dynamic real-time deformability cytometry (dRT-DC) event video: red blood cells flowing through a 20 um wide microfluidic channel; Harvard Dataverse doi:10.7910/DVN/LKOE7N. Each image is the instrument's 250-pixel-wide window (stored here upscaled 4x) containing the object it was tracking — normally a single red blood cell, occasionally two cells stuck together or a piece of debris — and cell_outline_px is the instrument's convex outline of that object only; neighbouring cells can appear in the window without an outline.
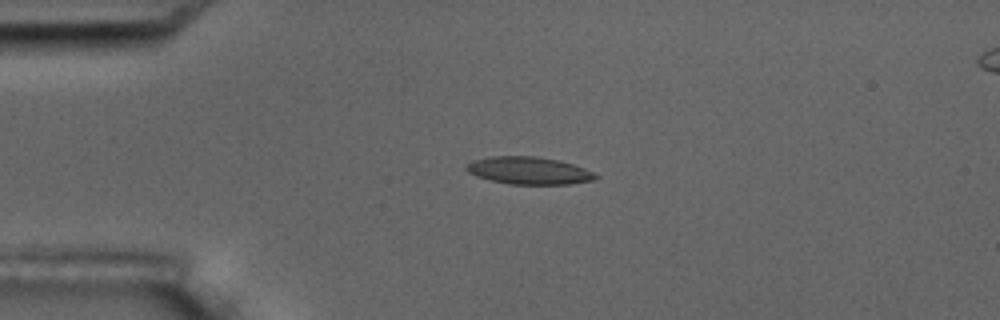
{"species": "common noctule bat (a hibernating species)", "species_latin": "Nyctalus noctula", "temperature_condition": "room temperature", "stored_images_in_passage": 4, "camera_frame_rate_fps": 3000, "um_per_image_px": 0.085, "animal": {"sex": "male", "body_mass_g": 17.5, "forearm_length_mm": 52.3}, "frame": {"image": 1, "passage_image": 3, "time_ms": 2.333, "image_size_px": [1000, 320], "cell_outline_px": [[600, 176], [592, 180], [568, 184], [508, 184], [476, 176], [468, 172], [464, 168], [472, 160], [492, 156], [536, 156], [560, 160], [584, 168]], "centroid_in_image_um": [44.94, 14.49], "position_along_channel_um": 40.1, "area_um2": 20.58}}